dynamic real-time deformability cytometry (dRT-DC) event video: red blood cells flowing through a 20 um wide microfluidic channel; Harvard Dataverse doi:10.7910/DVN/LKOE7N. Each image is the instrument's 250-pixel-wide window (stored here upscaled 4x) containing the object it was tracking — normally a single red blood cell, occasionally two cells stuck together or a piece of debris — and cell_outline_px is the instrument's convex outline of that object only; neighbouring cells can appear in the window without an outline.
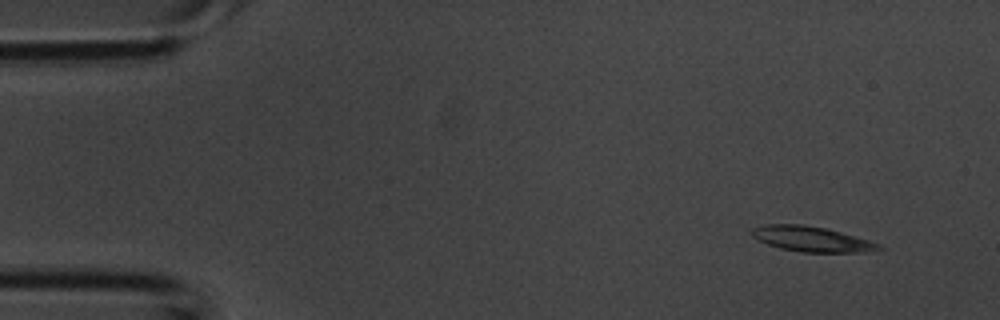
{"species": "common noctule bat (a hibernating species)", "species_latin": "Nyctalus noctula", "temperature_condition": "room temperature", "stored_images_in_passage": 6, "camera_frame_rate_fps": 3000, "um_per_image_px": 0.085, "animal": {"sex": "male", "body_mass_g": 20.1, "forearm_length_mm": 53.5}, "frame": {"image": 1, "passage_image": 1, "time_ms": 0.0, "image_size_px": [1000, 320], "cell_outline_px": [[884, 248], [868, 252], [800, 252], [780, 248], [756, 240], [752, 236], [752, 228], [764, 224], [804, 224], [824, 228], [840, 232], [868, 240], [880, 244]], "centroid_in_image_um": [68.95, 20.32], "position_along_channel_um": 16.0, "area_um2": 18.61}}
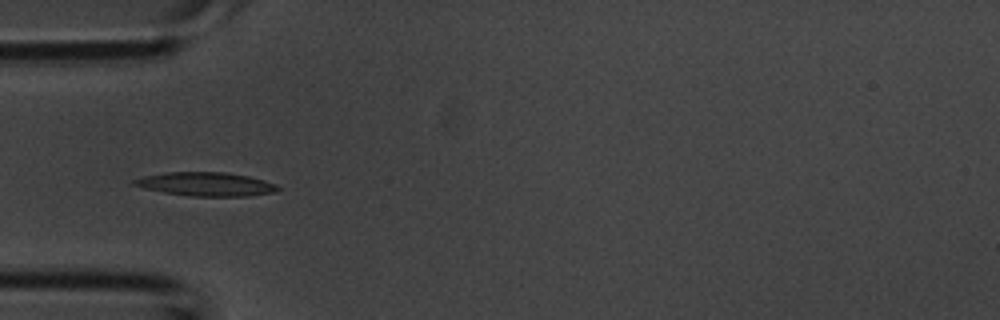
{"frame": {"image": 2, "passage_image": 6, "time_ms": 1.667, "image_size_px": [1000, 320], "cell_outline_px": [[280, 188], [276, 192], [248, 196], [192, 196], [164, 192], [144, 188], [132, 184], [132, 180], [144, 176], [164, 172], [224, 172], [248, 176], [264, 180], [276, 184]], "centroid_in_image_um": [17.51, 15.65], "position_along_channel_um": 67.5, "area_um2": 19.83}}